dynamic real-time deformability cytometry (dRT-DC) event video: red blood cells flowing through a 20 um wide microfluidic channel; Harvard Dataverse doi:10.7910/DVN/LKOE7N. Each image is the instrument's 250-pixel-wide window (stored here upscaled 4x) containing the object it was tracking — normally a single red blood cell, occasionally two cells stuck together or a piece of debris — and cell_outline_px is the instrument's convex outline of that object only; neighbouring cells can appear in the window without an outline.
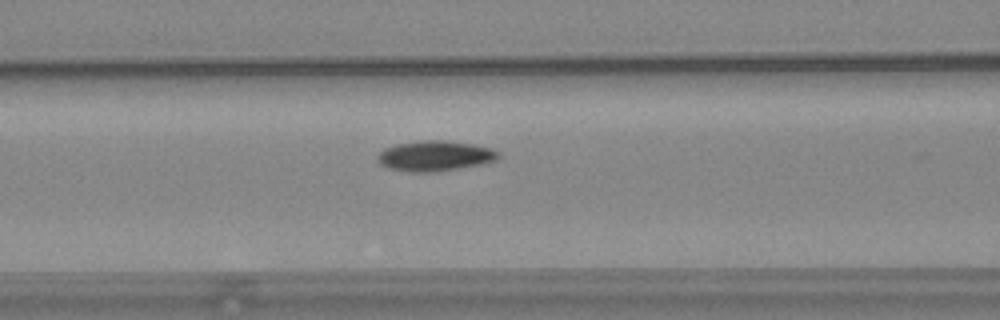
{"species": "common noctule bat (a hibernating species)", "species_latin": "Nyctalus noctula", "temperature_condition": "warm", "stored_images_in_passage": 33, "camera_frame_rate_fps": 3000, "um_per_image_px": 0.085, "animal": {"sex": "female", "body_mass_g": 24.6, "forearm_length_mm": 56.2}, "frame": {"image": 1, "passage_image": 7, "time_ms": 2.0, "image_size_px": [1000, 320], "cell_outline_px": [[500, 156], [496, 160], [480, 164], [460, 168], [436, 172], [408, 172], [388, 168], [380, 164], [376, 160], [376, 156], [384, 148], [396, 144], [420, 140], [448, 140], [472, 144], [492, 148], [500, 152]], "centroid_in_image_um": [36.95, 13.25], "position_along_channel_um": 129.7, "area_um2": 21.62}}
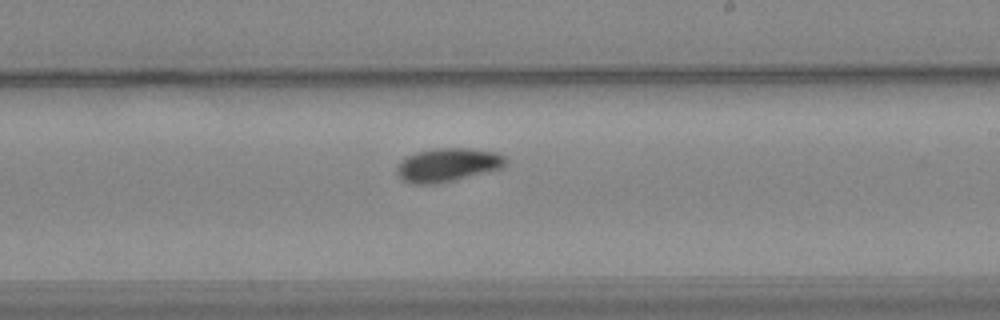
{"frame": {"image": 2, "passage_image": 17, "time_ms": 5.333, "image_size_px": [1000, 320], "cell_outline_px": [[508, 160], [500, 168], [456, 180], [436, 184], [412, 184], [400, 180], [396, 172], [396, 168], [400, 160], [416, 152], [436, 148], [468, 148], [496, 152], [504, 156]], "centroid_in_image_um": [38.0, 14.02], "position_along_channel_um": 251.0, "area_um2": 21.39}}
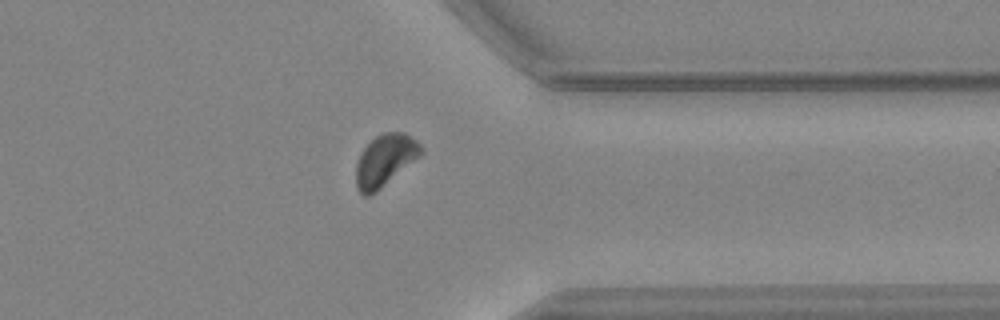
{"frame": {"image": 3, "passage_image": 28, "time_ms": 9.0, "image_size_px": [1000, 320], "cell_outline_px": [[424, 152], [420, 156], [376, 192], [368, 196], [364, 196], [356, 188], [356, 164], [360, 152], [376, 136], [384, 132], [404, 132], [416, 140], [424, 148]], "centroid_in_image_um": [32.73, 13.62], "position_along_channel_um": 378.7, "area_um2": 19.59}, "authors_computed_cell_mechanics": {"area_um2": 20.4612, "velocity_mm_per_s": 3.6398, "shape_relaxation_time_tau1_ms": 4.7605, "shape_relaxation_time_tau2_ms": null, "deformation_change_tau1": 0.148, "deformation_change_tau2": null}}